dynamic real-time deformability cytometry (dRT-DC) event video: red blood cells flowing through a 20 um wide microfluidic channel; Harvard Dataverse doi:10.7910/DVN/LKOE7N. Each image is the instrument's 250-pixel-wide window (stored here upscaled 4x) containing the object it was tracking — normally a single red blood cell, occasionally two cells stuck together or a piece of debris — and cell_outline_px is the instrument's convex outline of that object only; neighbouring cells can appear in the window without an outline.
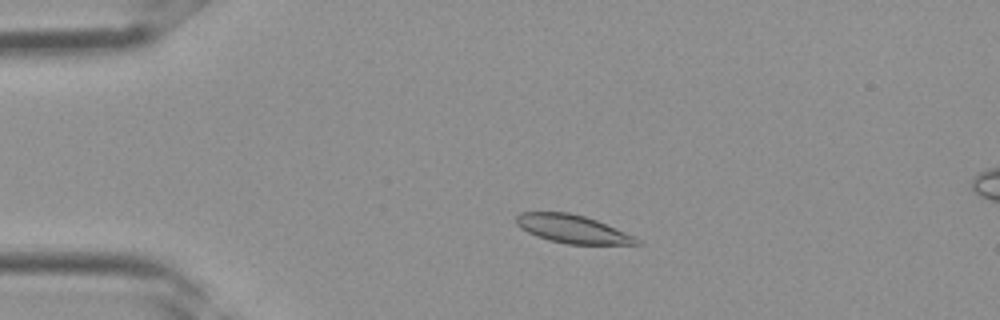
{"species": "Egyptian fruit bat (a non-hibernating species)", "species_latin": "Rousettus aegyptiacus", "temperature_condition": "room temperature", "stored_images_in_passage": 3, "camera_frame_rate_fps": 3000, "um_per_image_px": 0.085, "frame": {"image": 1, "passage_image": 2, "time_ms": 0.333, "image_size_px": [1000, 320], "cell_outline_px": [[644, 244], [568, 244], [548, 240], [536, 236], [520, 228], [516, 224], [516, 216], [520, 212], [568, 212], [584, 216], [596, 220], [636, 236]], "centroid_in_image_um": [48.67, 19.46], "position_along_channel_um": 36.3, "area_um2": 19.83}}